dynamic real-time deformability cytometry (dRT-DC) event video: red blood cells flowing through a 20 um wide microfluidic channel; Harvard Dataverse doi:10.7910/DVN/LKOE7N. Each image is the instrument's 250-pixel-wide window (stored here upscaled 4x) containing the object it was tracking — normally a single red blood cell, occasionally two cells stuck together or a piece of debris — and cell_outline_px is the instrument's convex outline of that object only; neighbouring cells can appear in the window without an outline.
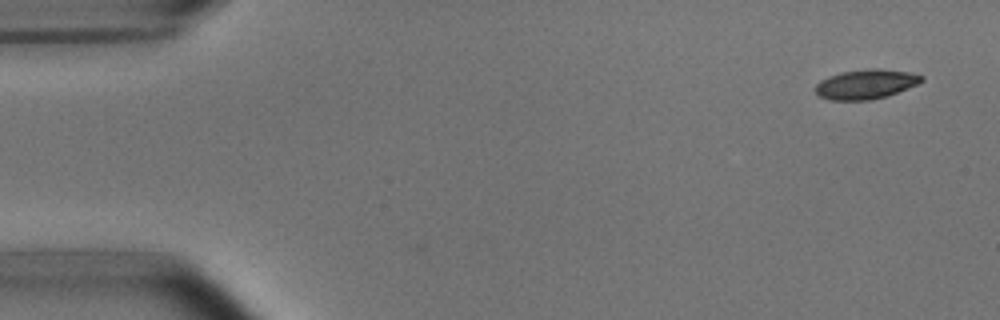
{"species": "common noctule bat (a hibernating species)", "species_latin": "Nyctalus noctula", "temperature_condition": "room temperature", "stored_images_in_passage": 4, "camera_frame_rate_fps": 3000, "um_per_image_px": 0.085, "animal": {"sex": "male", "body_mass_g": 15.6}, "frame": {"image": 1, "passage_image": 1, "time_ms": 0.0, "image_size_px": [1000, 320], "cell_outline_px": [[924, 80], [916, 84], [896, 92], [884, 96], [868, 100], [832, 100], [820, 96], [816, 92], [816, 84], [820, 80], [844, 72], [872, 68], [876, 68], [908, 72], [924, 76]], "centroid_in_image_um": [73.6, 7.15], "position_along_channel_um": 11.4, "area_um2": 17.74}}